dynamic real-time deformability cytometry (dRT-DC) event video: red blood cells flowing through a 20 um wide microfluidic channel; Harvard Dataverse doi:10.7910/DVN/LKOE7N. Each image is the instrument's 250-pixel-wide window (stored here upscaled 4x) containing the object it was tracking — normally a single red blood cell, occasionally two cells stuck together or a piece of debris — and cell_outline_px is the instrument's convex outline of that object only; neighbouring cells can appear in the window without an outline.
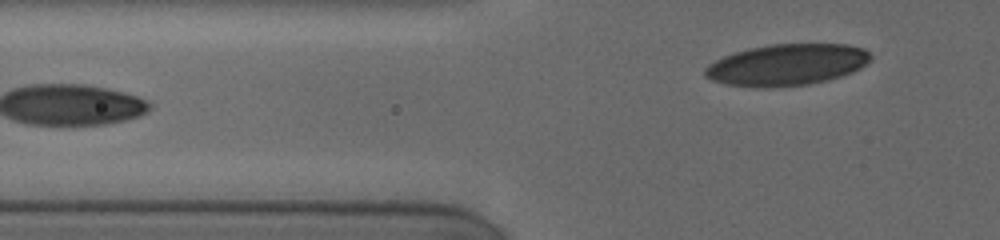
{"species": "human", "species_latin": "Homo sapiens", "temperature_condition": "cold", "stored_images_in_passage": 12, "segment_of_instrument_passage": [2, 2], "camera_frame_rate_fps": 3000, "um_per_image_px": 0.085, "donor": {"sex": "female"}, "frame": {"image": 1, "passage_image": 12, "time_ms": 9.0, "image_size_px": [1000, 240], "cell_outline_px": [[872, 60], [860, 68], [852, 72], [828, 80], [808, 84], [772, 88], [756, 88], [724, 84], [712, 80], [704, 76], [704, 68], [708, 64], [724, 56], [748, 48], [772, 44], [848, 44], [864, 48], [872, 56]], "centroid_in_image_um": [66.88, 5.51], "position_along_channel_um": 58.9, "area_um2": 40.34}}